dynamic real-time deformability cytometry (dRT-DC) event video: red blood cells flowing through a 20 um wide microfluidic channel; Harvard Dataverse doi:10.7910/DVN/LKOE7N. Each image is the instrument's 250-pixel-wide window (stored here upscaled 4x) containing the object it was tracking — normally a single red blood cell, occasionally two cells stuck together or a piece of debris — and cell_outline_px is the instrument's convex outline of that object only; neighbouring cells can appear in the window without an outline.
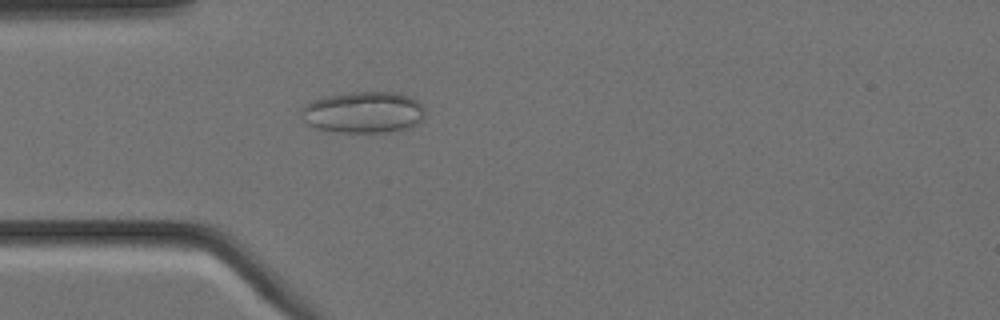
{"species": "Egyptian fruit bat (a non-hibernating species)", "species_latin": "Rousettus aegyptiacus", "temperature_condition": "cold", "stored_images_in_passage": 4, "camera_frame_rate_fps": 3000, "um_per_image_px": 0.085, "animal": {"sex": "female"}, "frame": {"image": 1, "passage_image": 4, "time_ms": 1.0, "image_size_px": [1000, 320], "cell_outline_px": [[424, 120], [408, 128], [388, 132], [332, 132], [316, 128], [308, 124], [304, 120], [300, 112], [300, 108], [304, 104], [312, 100], [324, 96], [352, 92], [396, 92], [412, 96], [424, 108]], "centroid_in_image_um": [30.88, 9.54], "position_along_channel_um": 54.1, "area_um2": 30.29}}